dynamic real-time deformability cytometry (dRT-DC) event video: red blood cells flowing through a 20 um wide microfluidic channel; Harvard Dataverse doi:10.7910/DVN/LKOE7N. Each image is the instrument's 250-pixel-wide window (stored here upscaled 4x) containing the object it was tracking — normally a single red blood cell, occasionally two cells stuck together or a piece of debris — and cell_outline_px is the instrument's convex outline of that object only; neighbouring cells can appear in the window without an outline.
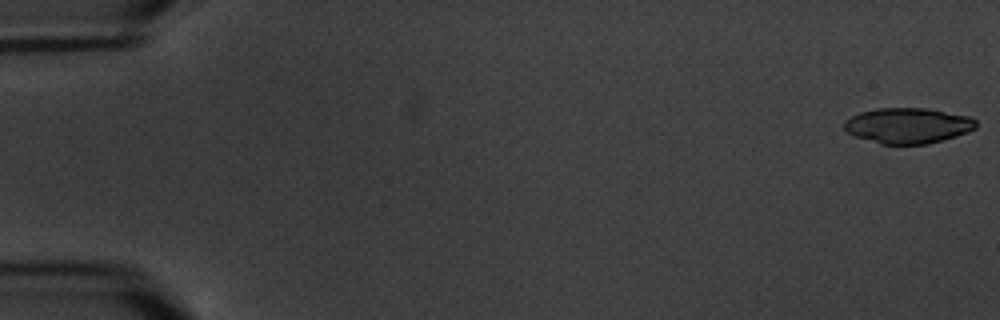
{"species": "common noctule bat (a hibernating species)", "species_latin": "Nyctalus noctula", "temperature_condition": "warm", "stored_images_in_passage": 6, "camera_frame_rate_fps": 3000, "um_per_image_px": 0.085, "animal": {"sex": "male", "body_mass_g": 20.1, "forearm_length_mm": 53.5}, "frame": {"image": 1, "passage_image": 1, "time_ms": 0.0, "image_size_px": [1000, 320], "cell_outline_px": [[976, 128], [968, 132], [956, 136], [928, 144], [880, 144], [856, 136], [848, 132], [844, 128], [844, 120], [860, 112], [876, 108], [928, 108], [968, 116], [976, 120]], "centroid_in_image_um": [77.17, 10.67], "position_along_channel_um": 7.8, "area_um2": 27.28}}